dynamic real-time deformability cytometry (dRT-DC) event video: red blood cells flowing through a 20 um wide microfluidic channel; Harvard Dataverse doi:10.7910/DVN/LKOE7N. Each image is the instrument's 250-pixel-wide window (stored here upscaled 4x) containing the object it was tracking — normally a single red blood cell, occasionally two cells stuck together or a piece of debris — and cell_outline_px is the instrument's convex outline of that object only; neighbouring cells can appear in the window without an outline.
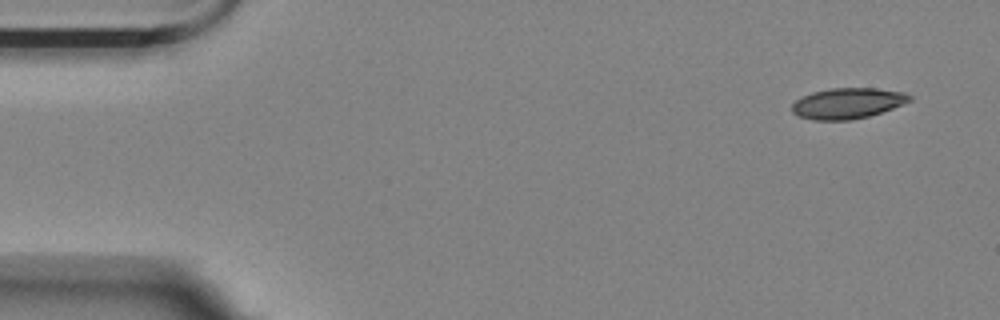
{"species": "Egyptian fruit bat (a non-hibernating species)", "species_latin": "Rousettus aegyptiacus", "temperature_condition": "room temperature", "stored_images_in_passage": 5, "camera_frame_rate_fps": 3000, "um_per_image_px": 0.085, "animal": {"sex": "female"}, "frame": {"image": 1, "passage_image": 1, "time_ms": 0.0, "image_size_px": [1000, 320], "cell_outline_px": [[912, 100], [904, 104], [868, 116], [852, 120], [812, 120], [800, 116], [792, 112], [792, 104], [796, 100], [812, 92], [832, 88], [876, 88], [904, 92], [912, 96]], "centroid_in_image_um": [72.06, 8.78], "position_along_channel_um": 12.9, "area_um2": 20.98}}
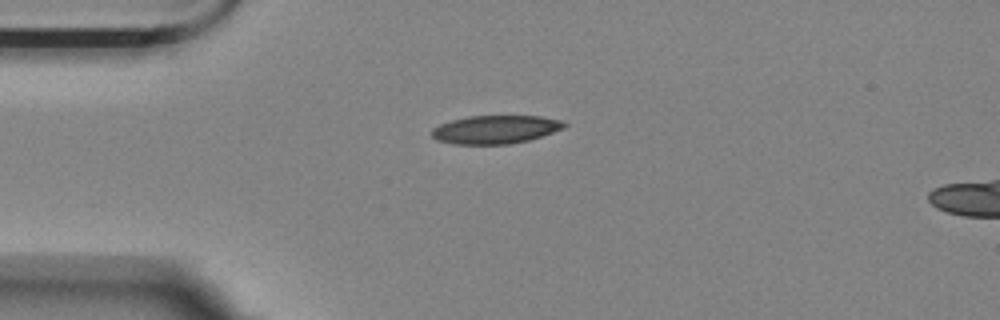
{"frame": {"image": 2, "passage_image": 4, "time_ms": 1.0, "image_size_px": [1000, 320], "cell_outline_px": [[568, 124], [564, 128], [528, 140], [508, 144], [452, 144], [436, 140], [432, 136], [432, 128], [440, 124], [452, 120], [468, 116], [540, 116], [560, 120]], "centroid_in_image_um": [42.08, 11.0], "position_along_channel_um": 42.9, "area_um2": 21.73}}